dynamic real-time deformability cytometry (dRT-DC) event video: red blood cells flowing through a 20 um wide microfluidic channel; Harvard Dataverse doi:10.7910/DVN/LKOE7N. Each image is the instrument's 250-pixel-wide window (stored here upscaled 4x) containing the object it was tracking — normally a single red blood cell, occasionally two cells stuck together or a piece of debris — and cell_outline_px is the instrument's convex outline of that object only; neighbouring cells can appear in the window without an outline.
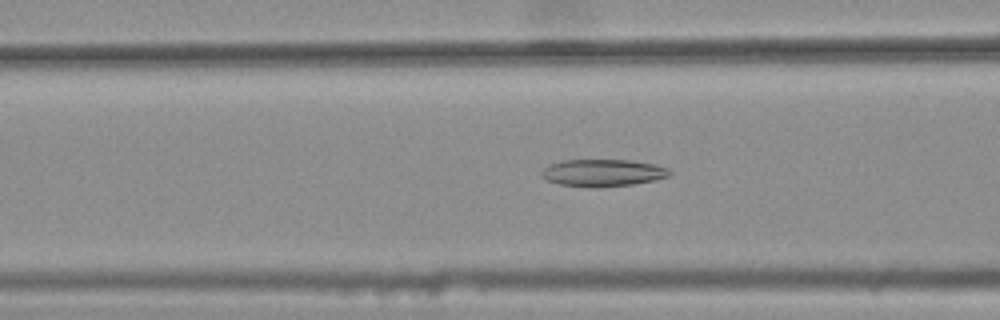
{"species": "common noctule bat (a hibernating species)", "species_latin": "Nyctalus noctula", "temperature_condition": "warm", "stored_images_in_passage": 45, "camera_frame_rate_fps": 3000, "um_per_image_px": 0.085, "animal": {"sex": "female", "body_mass_g": 25.1}, "frame": {"image": 1, "passage_image": 20, "time_ms": 6.333, "image_size_px": [1000, 320], "cell_outline_px": [[672, 172], [668, 176], [652, 180], [632, 184], [600, 188], [560, 184], [544, 180], [540, 176], [540, 172], [548, 164], [560, 160], [628, 160], [652, 164], [668, 168]], "centroid_in_image_um": [51.16, 14.69], "position_along_channel_um": 115.4, "area_um2": 20.29}}
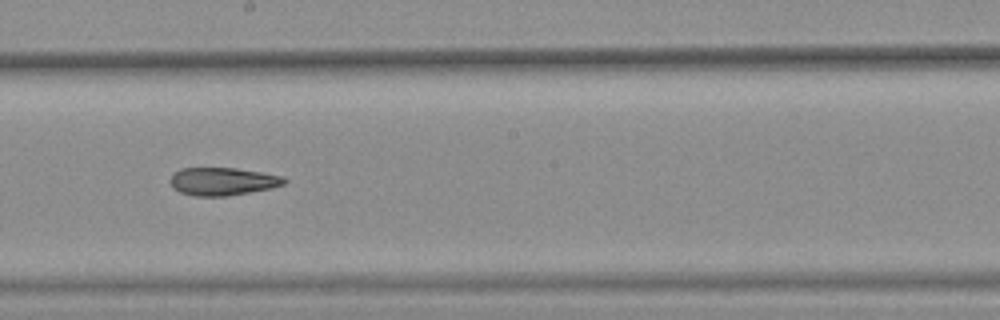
{"frame": {"image": 2, "passage_image": 29, "time_ms": 9.333, "image_size_px": [1000, 320], "cell_outline_px": [[288, 180], [284, 184], [272, 188], [228, 196], [196, 196], [180, 192], [172, 188], [168, 180], [180, 168], [236, 168], [284, 176]], "centroid_in_image_um": [18.93, 15.42], "position_along_channel_um": 229.3, "area_um2": 18.61}}
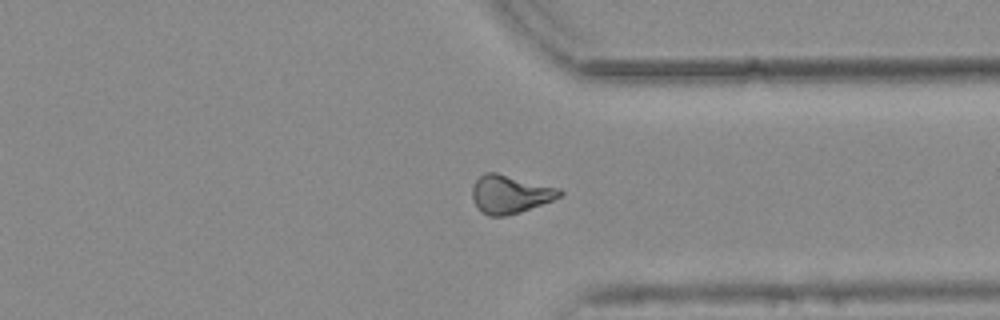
{"frame": {"image": 3, "passage_image": 40, "time_ms": 13.0, "image_size_px": [1000, 320], "cell_outline_px": [[564, 192], [560, 196], [552, 200], [520, 212], [504, 216], [488, 216], [480, 212], [476, 208], [472, 200], [472, 188], [476, 180], [484, 172], [496, 172], [560, 188]], "centroid_in_image_um": [43.32, 16.51], "position_along_channel_um": 368.1, "area_um2": 19.59}, "authors_computed_cell_mechanics": {"area_um2": 19.5942, "velocity_mm_per_s": 3.8002, "shape_relaxation_time_tau1_ms": null, "shape_relaxation_time_tau2_ms": 6.2862, "deformation_change_tau1": null, "deformation_change_tau2": 0.1562}}